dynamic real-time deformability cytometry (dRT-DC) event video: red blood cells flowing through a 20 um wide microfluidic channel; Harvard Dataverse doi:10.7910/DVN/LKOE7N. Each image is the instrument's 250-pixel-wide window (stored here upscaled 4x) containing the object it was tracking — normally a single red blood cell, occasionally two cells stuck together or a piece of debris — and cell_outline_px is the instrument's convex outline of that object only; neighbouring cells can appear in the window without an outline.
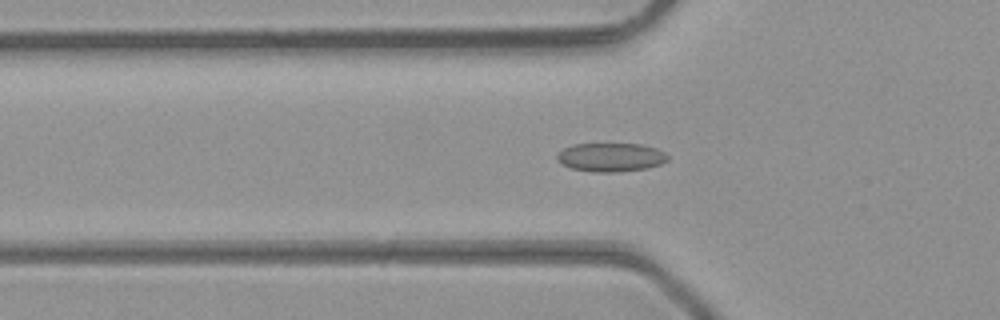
{"species": "common noctule bat (a hibernating species)", "species_latin": "Nyctalus noctula", "temperature_condition": "room temperature", "stored_images_in_passage": 47, "camera_frame_rate_fps": 3000, "um_per_image_px": 0.085, "animal": {"sex": "male", "body_mass_g": 23.1, "forearm_length_mm": 52.7}, "frame": {"image": 1, "passage_image": 15, "time_ms": 4.667, "image_size_px": [1000, 320], "cell_outline_px": [[668, 160], [660, 164], [648, 168], [620, 172], [592, 172], [572, 168], [556, 160], [556, 156], [564, 148], [572, 144], [640, 144], [656, 148], [664, 152], [668, 156]], "centroid_in_image_um": [51.93, 13.37], "position_along_channel_um": 73.9, "area_um2": 18.5}}
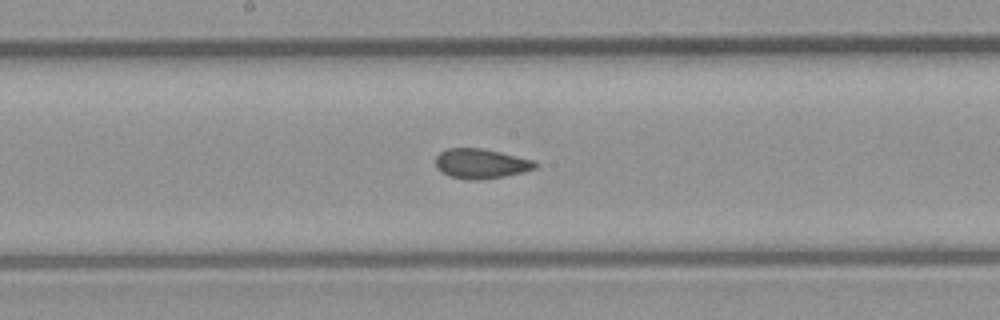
{"frame": {"image": 2, "passage_image": 24, "time_ms": 7.667, "image_size_px": [1000, 320], "cell_outline_px": [[536, 168], [524, 172], [504, 176], [480, 180], [464, 180], [448, 176], [440, 172], [436, 168], [436, 156], [440, 152], [448, 148], [480, 148], [500, 152], [532, 160], [536, 164]], "centroid_in_image_um": [40.82, 13.92], "position_along_channel_um": 207.4, "area_um2": 17.34}}
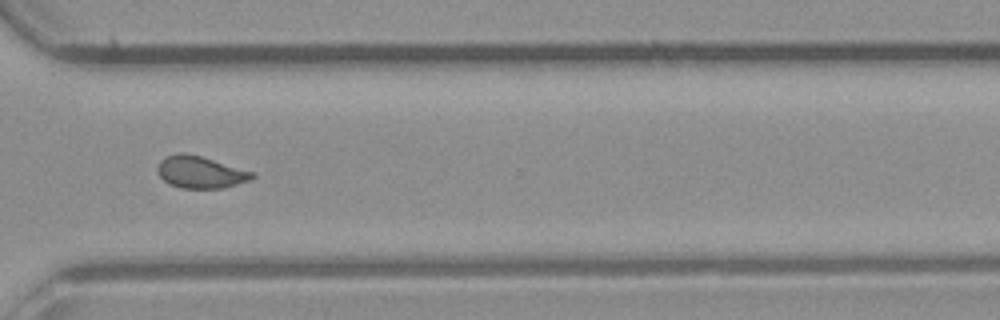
{"frame": {"image": 3, "passage_image": 34, "time_ms": 11.0, "image_size_px": [1000, 320], "cell_outline_px": [[256, 176], [248, 180], [224, 188], [180, 188], [168, 184], [156, 172], [156, 168], [160, 160], [164, 156], [180, 152], [184, 152], [200, 156], [252, 172]], "centroid_in_image_um": [16.95, 14.63], "position_along_channel_um": 353.7, "area_um2": 17.57}, "authors_computed_cell_mechanics": {"area_um2": 17.7446, "velocity_mm_per_s": 4.402, "shape_relaxation_time_tau1_ms": null, "shape_relaxation_time_tau2_ms": 1.0287, "deformation_change_tau1": null, "deformation_change_tau2": 0.0646}}